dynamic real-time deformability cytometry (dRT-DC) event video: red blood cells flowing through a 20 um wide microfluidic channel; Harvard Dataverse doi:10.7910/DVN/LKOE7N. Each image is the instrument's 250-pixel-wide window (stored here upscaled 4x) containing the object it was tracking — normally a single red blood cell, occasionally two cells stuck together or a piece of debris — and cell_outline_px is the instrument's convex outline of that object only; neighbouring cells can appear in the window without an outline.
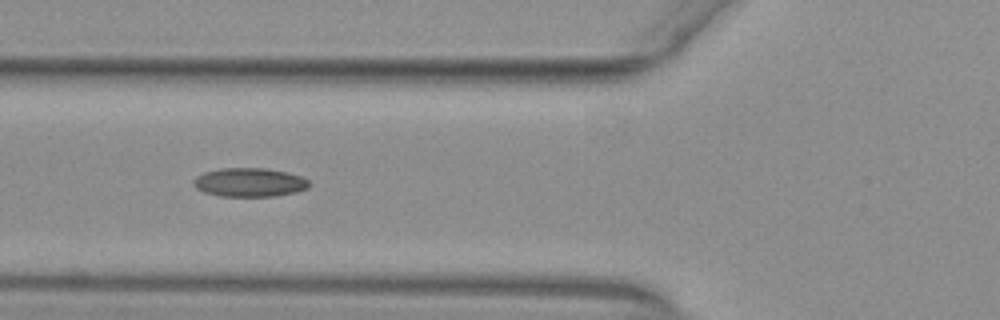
{"species": "common noctule bat (a hibernating species)", "species_latin": "Nyctalus noctula", "temperature_condition": "warm", "stored_images_in_passage": 39, "camera_frame_rate_fps": 3000, "um_per_image_px": 0.085, "animal": {"sex": "female", "body_mass_g": 29.2, "forearm_length_mm": 56.3}, "frame": {"image": 1, "passage_image": 6, "time_ms": 1.667, "image_size_px": [1000, 320], "cell_outline_px": [[312, 184], [308, 188], [296, 192], [276, 196], [220, 196], [204, 192], [196, 188], [192, 184], [192, 180], [196, 176], [204, 172], [220, 168], [264, 168], [288, 172], [300, 176], [308, 180]], "centroid_in_image_um": [21.2, 15.5], "position_along_channel_um": 104.6, "area_um2": 19.59}}
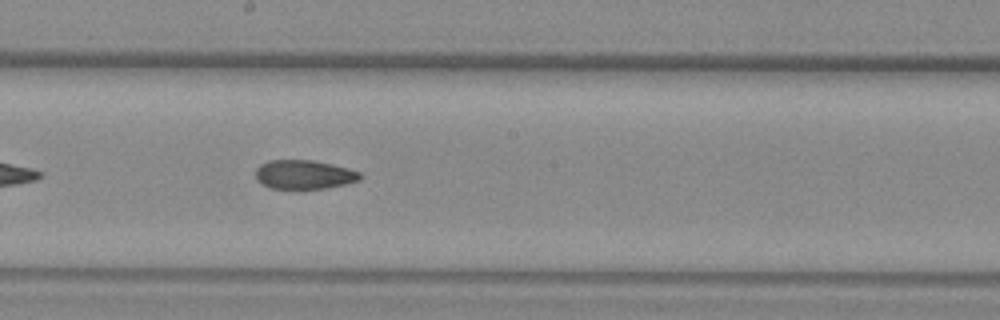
{"frame": {"image": 2, "passage_image": 15, "time_ms": 4.667, "image_size_px": [1000, 320], "cell_outline_px": [[364, 176], [360, 180], [328, 188], [268, 188], [260, 184], [256, 180], [256, 168], [260, 164], [268, 160], [312, 160], [332, 164], [348, 168], [360, 172]], "centroid_in_image_um": [25.84, 14.83], "position_along_channel_um": 222.4, "area_um2": 17.8}}
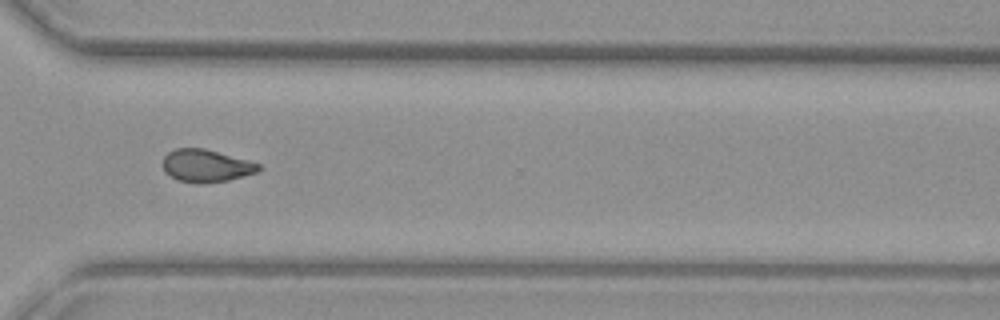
{"frame": {"image": 3, "passage_image": 25, "time_ms": 8.0, "image_size_px": [1000, 320], "cell_outline_px": [[264, 168], [260, 172], [228, 180], [200, 184], [176, 180], [164, 172], [164, 156], [168, 152], [176, 148], [204, 148], [248, 160], [260, 164]], "centroid_in_image_um": [17.55, 14.1], "position_along_channel_um": 353.0, "area_um2": 18.38}, "authors_computed_cell_mechanics": {"area_um2": 18.496, "velocity_mm_per_s": 3.9223, "shape_relaxation_time_tau1_ms": null, "shape_relaxation_time_tau2_ms": 2.4068, "deformation_change_tau1": null, "deformation_change_tau2": 0.0778}}